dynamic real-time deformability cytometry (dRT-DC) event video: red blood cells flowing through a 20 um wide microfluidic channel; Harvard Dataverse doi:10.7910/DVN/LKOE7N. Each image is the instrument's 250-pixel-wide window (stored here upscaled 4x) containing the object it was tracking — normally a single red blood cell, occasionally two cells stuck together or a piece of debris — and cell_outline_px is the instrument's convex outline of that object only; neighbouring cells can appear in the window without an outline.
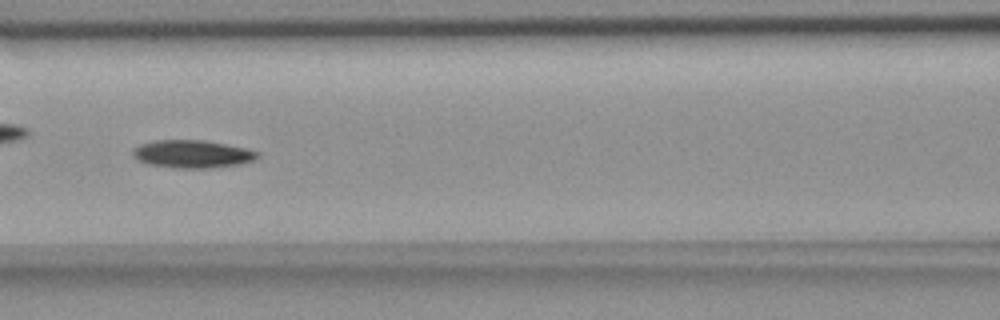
{"species": "common noctule bat (a hibernating species)", "species_latin": "Nyctalus noctula", "temperature_condition": "room temperature", "stored_images_in_passage": 8, "camera_frame_rate_fps": 3000, "um_per_image_px": 0.085, "animal": {"sex": "female", "body_mass_g": 18.4}, "frame": {"image": 1, "passage_image": 5, "time_ms": 4.667, "image_size_px": [1000, 320], "cell_outline_px": [[260, 156], [252, 160], [240, 164], [208, 168], [176, 168], [148, 164], [132, 156], [132, 148], [140, 144], [156, 140], [204, 140], [244, 148], [260, 152]], "centroid_in_image_um": [16.32, 13.09], "position_along_channel_um": 150.3, "area_um2": 20.11}}
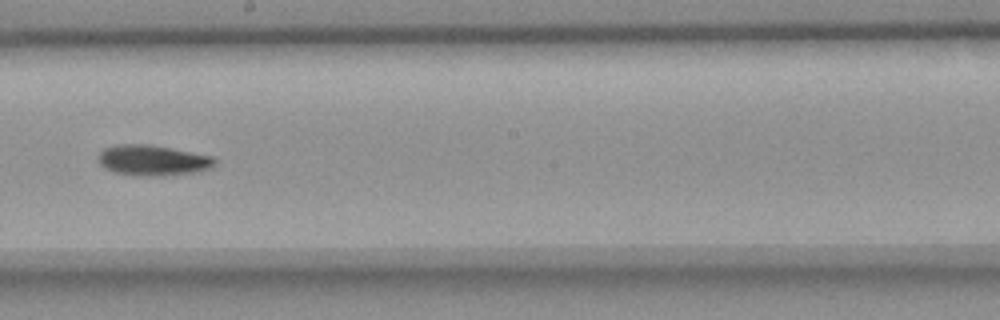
{"frame": {"image": 2, "passage_image": 7, "time_ms": 7.0, "image_size_px": [1000, 320], "cell_outline_px": [[216, 164], [200, 172], [164, 176], [132, 176], [116, 172], [104, 168], [96, 160], [96, 156], [104, 148], [116, 144], [148, 144], [212, 156], [216, 160]], "centroid_in_image_um": [12.94, 13.64], "position_along_channel_um": 235.3, "area_um2": 21.04}}
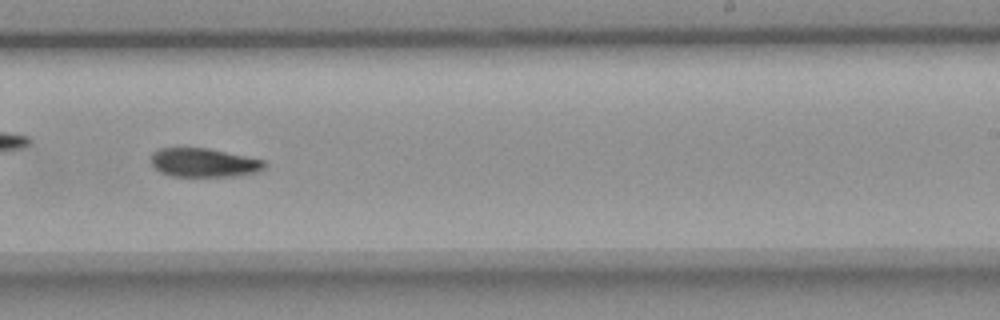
{"frame": {"image": 3, "passage_image": 8, "time_ms": 8.0, "image_size_px": [1000, 320], "cell_outline_px": [[264, 168], [252, 172], [232, 176], [172, 176], [160, 172], [152, 164], [152, 152], [160, 148], [208, 148], [264, 160]], "centroid_in_image_um": [17.27, 13.81], "position_along_channel_um": 271.7, "area_um2": 18.67}}